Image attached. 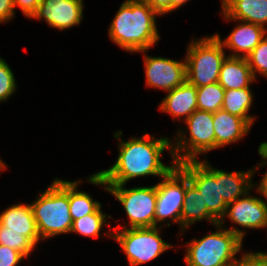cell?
I'll return each instance as SVG.
<instances>
[{
	"instance_id": "obj_3",
	"label": "cell",
	"mask_w": 267,
	"mask_h": 266,
	"mask_svg": "<svg viewBox=\"0 0 267 266\" xmlns=\"http://www.w3.org/2000/svg\"><path fill=\"white\" fill-rule=\"evenodd\" d=\"M30 205L42 240L70 233L73 220L69 208L68 181L55 179Z\"/></svg>"
},
{
	"instance_id": "obj_32",
	"label": "cell",
	"mask_w": 267,
	"mask_h": 266,
	"mask_svg": "<svg viewBox=\"0 0 267 266\" xmlns=\"http://www.w3.org/2000/svg\"><path fill=\"white\" fill-rule=\"evenodd\" d=\"M258 152L259 155H261V157L264 159V161H262L263 163L261 164L265 165V162L267 163V142H263L259 145ZM257 191L267 199V172L264 174Z\"/></svg>"
},
{
	"instance_id": "obj_29",
	"label": "cell",
	"mask_w": 267,
	"mask_h": 266,
	"mask_svg": "<svg viewBox=\"0 0 267 266\" xmlns=\"http://www.w3.org/2000/svg\"><path fill=\"white\" fill-rule=\"evenodd\" d=\"M240 259L235 257L229 266H267V253H246Z\"/></svg>"
},
{
	"instance_id": "obj_35",
	"label": "cell",
	"mask_w": 267,
	"mask_h": 266,
	"mask_svg": "<svg viewBox=\"0 0 267 266\" xmlns=\"http://www.w3.org/2000/svg\"><path fill=\"white\" fill-rule=\"evenodd\" d=\"M188 0H171V11H175L177 8L181 7Z\"/></svg>"
},
{
	"instance_id": "obj_16",
	"label": "cell",
	"mask_w": 267,
	"mask_h": 266,
	"mask_svg": "<svg viewBox=\"0 0 267 266\" xmlns=\"http://www.w3.org/2000/svg\"><path fill=\"white\" fill-rule=\"evenodd\" d=\"M265 28L257 24L241 21V24L225 40L222 41L219 34L215 36L220 40L223 47L234 51V54L229 55L230 57L246 58L267 35ZM235 52L240 54L238 55Z\"/></svg>"
},
{
	"instance_id": "obj_7",
	"label": "cell",
	"mask_w": 267,
	"mask_h": 266,
	"mask_svg": "<svg viewBox=\"0 0 267 266\" xmlns=\"http://www.w3.org/2000/svg\"><path fill=\"white\" fill-rule=\"evenodd\" d=\"M184 121L188 125L190 138L186 140L185 134L180 130L179 139L171 149V155L176 165L185 161H196L198 154L201 155L215 149L213 113L195 110Z\"/></svg>"
},
{
	"instance_id": "obj_8",
	"label": "cell",
	"mask_w": 267,
	"mask_h": 266,
	"mask_svg": "<svg viewBox=\"0 0 267 266\" xmlns=\"http://www.w3.org/2000/svg\"><path fill=\"white\" fill-rule=\"evenodd\" d=\"M115 234H109L120 244L127 255L130 266H137L152 261L161 253L171 248L164 242L158 233V227L150 228H124L119 231L116 227Z\"/></svg>"
},
{
	"instance_id": "obj_5",
	"label": "cell",
	"mask_w": 267,
	"mask_h": 266,
	"mask_svg": "<svg viewBox=\"0 0 267 266\" xmlns=\"http://www.w3.org/2000/svg\"><path fill=\"white\" fill-rule=\"evenodd\" d=\"M88 179L92 184L103 185L107 192L121 202L129 217V228L155 227L156 185L127 189L124 184H106L99 173Z\"/></svg>"
},
{
	"instance_id": "obj_17",
	"label": "cell",
	"mask_w": 267,
	"mask_h": 266,
	"mask_svg": "<svg viewBox=\"0 0 267 266\" xmlns=\"http://www.w3.org/2000/svg\"><path fill=\"white\" fill-rule=\"evenodd\" d=\"M215 149L237 142L248 134L251 125L243 118L219 109L213 113Z\"/></svg>"
},
{
	"instance_id": "obj_34",
	"label": "cell",
	"mask_w": 267,
	"mask_h": 266,
	"mask_svg": "<svg viewBox=\"0 0 267 266\" xmlns=\"http://www.w3.org/2000/svg\"><path fill=\"white\" fill-rule=\"evenodd\" d=\"M159 15L171 12V0H145Z\"/></svg>"
},
{
	"instance_id": "obj_9",
	"label": "cell",
	"mask_w": 267,
	"mask_h": 266,
	"mask_svg": "<svg viewBox=\"0 0 267 266\" xmlns=\"http://www.w3.org/2000/svg\"><path fill=\"white\" fill-rule=\"evenodd\" d=\"M186 192V173L175 165L164 177L163 181L156 184V211L155 227L158 222L172 219L181 225V211Z\"/></svg>"
},
{
	"instance_id": "obj_36",
	"label": "cell",
	"mask_w": 267,
	"mask_h": 266,
	"mask_svg": "<svg viewBox=\"0 0 267 266\" xmlns=\"http://www.w3.org/2000/svg\"><path fill=\"white\" fill-rule=\"evenodd\" d=\"M6 165L3 163V161L0 159V171L1 170H5V167Z\"/></svg>"
},
{
	"instance_id": "obj_2",
	"label": "cell",
	"mask_w": 267,
	"mask_h": 266,
	"mask_svg": "<svg viewBox=\"0 0 267 266\" xmlns=\"http://www.w3.org/2000/svg\"><path fill=\"white\" fill-rule=\"evenodd\" d=\"M157 15L145 1L125 0L110 25L109 37L124 50L145 52L159 39Z\"/></svg>"
},
{
	"instance_id": "obj_22",
	"label": "cell",
	"mask_w": 267,
	"mask_h": 266,
	"mask_svg": "<svg viewBox=\"0 0 267 266\" xmlns=\"http://www.w3.org/2000/svg\"><path fill=\"white\" fill-rule=\"evenodd\" d=\"M252 102L253 94L250 88L229 89L224 92L222 109L245 119L252 125L255 118L247 114Z\"/></svg>"
},
{
	"instance_id": "obj_15",
	"label": "cell",
	"mask_w": 267,
	"mask_h": 266,
	"mask_svg": "<svg viewBox=\"0 0 267 266\" xmlns=\"http://www.w3.org/2000/svg\"><path fill=\"white\" fill-rule=\"evenodd\" d=\"M199 162L215 177L216 182H219L220 195L227 205L245 196L253 187L251 178L256 167L246 173L244 171L228 173L212 168L207 160Z\"/></svg>"
},
{
	"instance_id": "obj_25",
	"label": "cell",
	"mask_w": 267,
	"mask_h": 266,
	"mask_svg": "<svg viewBox=\"0 0 267 266\" xmlns=\"http://www.w3.org/2000/svg\"><path fill=\"white\" fill-rule=\"evenodd\" d=\"M107 214L102 213L101 206L92 214L83 216L80 219L74 220L72 223L71 232L79 233L87 237H99V232L106 222Z\"/></svg>"
},
{
	"instance_id": "obj_30",
	"label": "cell",
	"mask_w": 267,
	"mask_h": 266,
	"mask_svg": "<svg viewBox=\"0 0 267 266\" xmlns=\"http://www.w3.org/2000/svg\"><path fill=\"white\" fill-rule=\"evenodd\" d=\"M23 258L20 252L0 244V266H16Z\"/></svg>"
},
{
	"instance_id": "obj_4",
	"label": "cell",
	"mask_w": 267,
	"mask_h": 266,
	"mask_svg": "<svg viewBox=\"0 0 267 266\" xmlns=\"http://www.w3.org/2000/svg\"><path fill=\"white\" fill-rule=\"evenodd\" d=\"M215 226L216 232L189 243L185 255L188 266H229L241 251L244 231L233 227L223 230L220 223Z\"/></svg>"
},
{
	"instance_id": "obj_6",
	"label": "cell",
	"mask_w": 267,
	"mask_h": 266,
	"mask_svg": "<svg viewBox=\"0 0 267 266\" xmlns=\"http://www.w3.org/2000/svg\"><path fill=\"white\" fill-rule=\"evenodd\" d=\"M223 48L215 34L191 41L185 58L187 81L196 88L218 82L221 65L226 59Z\"/></svg>"
},
{
	"instance_id": "obj_12",
	"label": "cell",
	"mask_w": 267,
	"mask_h": 266,
	"mask_svg": "<svg viewBox=\"0 0 267 266\" xmlns=\"http://www.w3.org/2000/svg\"><path fill=\"white\" fill-rule=\"evenodd\" d=\"M83 0H42L31 18H43L51 27L64 30L81 23Z\"/></svg>"
},
{
	"instance_id": "obj_24",
	"label": "cell",
	"mask_w": 267,
	"mask_h": 266,
	"mask_svg": "<svg viewBox=\"0 0 267 266\" xmlns=\"http://www.w3.org/2000/svg\"><path fill=\"white\" fill-rule=\"evenodd\" d=\"M224 92L218 82L197 87V110L215 113L222 109Z\"/></svg>"
},
{
	"instance_id": "obj_20",
	"label": "cell",
	"mask_w": 267,
	"mask_h": 266,
	"mask_svg": "<svg viewBox=\"0 0 267 266\" xmlns=\"http://www.w3.org/2000/svg\"><path fill=\"white\" fill-rule=\"evenodd\" d=\"M255 80L246 58L227 56L219 73L218 83L225 89L249 88Z\"/></svg>"
},
{
	"instance_id": "obj_13",
	"label": "cell",
	"mask_w": 267,
	"mask_h": 266,
	"mask_svg": "<svg viewBox=\"0 0 267 266\" xmlns=\"http://www.w3.org/2000/svg\"><path fill=\"white\" fill-rule=\"evenodd\" d=\"M225 216L245 228L267 227V204L260 198L251 197L249 192L227 205Z\"/></svg>"
},
{
	"instance_id": "obj_33",
	"label": "cell",
	"mask_w": 267,
	"mask_h": 266,
	"mask_svg": "<svg viewBox=\"0 0 267 266\" xmlns=\"http://www.w3.org/2000/svg\"><path fill=\"white\" fill-rule=\"evenodd\" d=\"M14 14L12 0H0V23L10 20Z\"/></svg>"
},
{
	"instance_id": "obj_11",
	"label": "cell",
	"mask_w": 267,
	"mask_h": 266,
	"mask_svg": "<svg viewBox=\"0 0 267 266\" xmlns=\"http://www.w3.org/2000/svg\"><path fill=\"white\" fill-rule=\"evenodd\" d=\"M144 62L146 83L151 88H160L168 92L187 80L186 61L179 62L145 54Z\"/></svg>"
},
{
	"instance_id": "obj_19",
	"label": "cell",
	"mask_w": 267,
	"mask_h": 266,
	"mask_svg": "<svg viewBox=\"0 0 267 266\" xmlns=\"http://www.w3.org/2000/svg\"><path fill=\"white\" fill-rule=\"evenodd\" d=\"M159 109L170 113L174 118L184 116L186 120L197 110V88L186 80L180 86L168 91Z\"/></svg>"
},
{
	"instance_id": "obj_21",
	"label": "cell",
	"mask_w": 267,
	"mask_h": 266,
	"mask_svg": "<svg viewBox=\"0 0 267 266\" xmlns=\"http://www.w3.org/2000/svg\"><path fill=\"white\" fill-rule=\"evenodd\" d=\"M209 220L211 224L219 223L207 210L206 204L198 189L189 181L186 174V192L181 211V231L183 228L194 224L196 221Z\"/></svg>"
},
{
	"instance_id": "obj_31",
	"label": "cell",
	"mask_w": 267,
	"mask_h": 266,
	"mask_svg": "<svg viewBox=\"0 0 267 266\" xmlns=\"http://www.w3.org/2000/svg\"><path fill=\"white\" fill-rule=\"evenodd\" d=\"M42 0H12L14 9L19 6L26 17L31 18Z\"/></svg>"
},
{
	"instance_id": "obj_26",
	"label": "cell",
	"mask_w": 267,
	"mask_h": 266,
	"mask_svg": "<svg viewBox=\"0 0 267 266\" xmlns=\"http://www.w3.org/2000/svg\"><path fill=\"white\" fill-rule=\"evenodd\" d=\"M248 65L256 79V72L267 77V37L265 36L258 46L246 57Z\"/></svg>"
},
{
	"instance_id": "obj_27",
	"label": "cell",
	"mask_w": 267,
	"mask_h": 266,
	"mask_svg": "<svg viewBox=\"0 0 267 266\" xmlns=\"http://www.w3.org/2000/svg\"><path fill=\"white\" fill-rule=\"evenodd\" d=\"M0 244L20 252L28 258L35 245L21 233L0 232Z\"/></svg>"
},
{
	"instance_id": "obj_18",
	"label": "cell",
	"mask_w": 267,
	"mask_h": 266,
	"mask_svg": "<svg viewBox=\"0 0 267 266\" xmlns=\"http://www.w3.org/2000/svg\"><path fill=\"white\" fill-rule=\"evenodd\" d=\"M226 20H240L260 25L267 23V0H222Z\"/></svg>"
},
{
	"instance_id": "obj_1",
	"label": "cell",
	"mask_w": 267,
	"mask_h": 266,
	"mask_svg": "<svg viewBox=\"0 0 267 266\" xmlns=\"http://www.w3.org/2000/svg\"><path fill=\"white\" fill-rule=\"evenodd\" d=\"M166 137L155 139L145 134L142 138L120 141L119 155L116 163L107 170L99 171L106 184H126L130 179L145 175L162 178L176 165L166 166L161 161V154L172 149Z\"/></svg>"
},
{
	"instance_id": "obj_14",
	"label": "cell",
	"mask_w": 267,
	"mask_h": 266,
	"mask_svg": "<svg viewBox=\"0 0 267 266\" xmlns=\"http://www.w3.org/2000/svg\"><path fill=\"white\" fill-rule=\"evenodd\" d=\"M0 232L21 233L35 246L41 239L31 205L15 204L0 214Z\"/></svg>"
},
{
	"instance_id": "obj_28",
	"label": "cell",
	"mask_w": 267,
	"mask_h": 266,
	"mask_svg": "<svg viewBox=\"0 0 267 266\" xmlns=\"http://www.w3.org/2000/svg\"><path fill=\"white\" fill-rule=\"evenodd\" d=\"M14 74L8 64L0 58V102L6 101L15 91Z\"/></svg>"
},
{
	"instance_id": "obj_10",
	"label": "cell",
	"mask_w": 267,
	"mask_h": 266,
	"mask_svg": "<svg viewBox=\"0 0 267 266\" xmlns=\"http://www.w3.org/2000/svg\"><path fill=\"white\" fill-rule=\"evenodd\" d=\"M189 177V181L198 189L208 212L220 223L223 224L227 204L220 195L219 182L199 162L185 161L177 164Z\"/></svg>"
},
{
	"instance_id": "obj_23",
	"label": "cell",
	"mask_w": 267,
	"mask_h": 266,
	"mask_svg": "<svg viewBox=\"0 0 267 266\" xmlns=\"http://www.w3.org/2000/svg\"><path fill=\"white\" fill-rule=\"evenodd\" d=\"M78 184V181H68V200L73 221L94 213L102 206L99 202L94 201L88 193L78 192Z\"/></svg>"
}]
</instances>
